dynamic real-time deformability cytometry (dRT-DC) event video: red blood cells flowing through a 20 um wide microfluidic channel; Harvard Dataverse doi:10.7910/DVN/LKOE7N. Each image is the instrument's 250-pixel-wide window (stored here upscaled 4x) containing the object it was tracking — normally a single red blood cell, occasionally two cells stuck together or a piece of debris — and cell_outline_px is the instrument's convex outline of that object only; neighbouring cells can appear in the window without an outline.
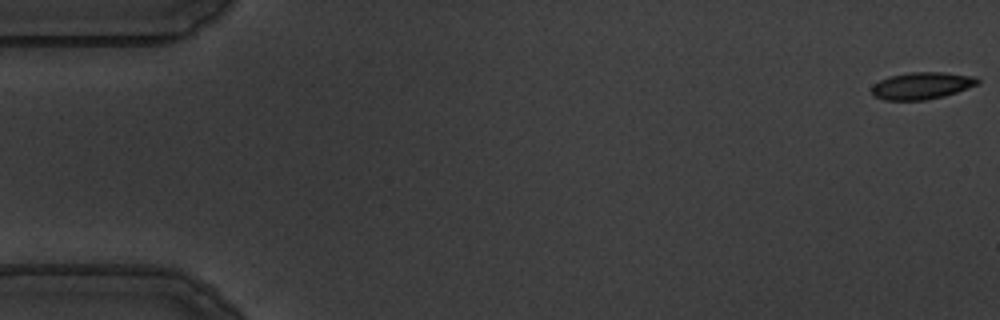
{"species": "common noctule bat (a hibernating species)", "species_latin": "Nyctalus noctula", "temperature_condition": "warm", "stored_images_in_passage": 56, "camera_frame_rate_fps": 3000, "um_per_image_px": 0.085, "animal": {"sex": "male", "body_mass_g": 19.5, "forearm_length_mm": 54.6}, "frame": {"image": 1, "passage_image": 1, "time_ms": 0.0, "image_size_px": [1000, 320], "cell_outline_px": [[980, 84], [944, 96], [924, 100], [884, 100], [872, 96], [872, 88], [880, 80], [888, 76], [908, 72], [944, 72], [976, 76], [980, 80]], "centroid_in_image_um": [78.38, 7.27], "position_along_channel_um": 6.6, "area_um2": 16.82}}
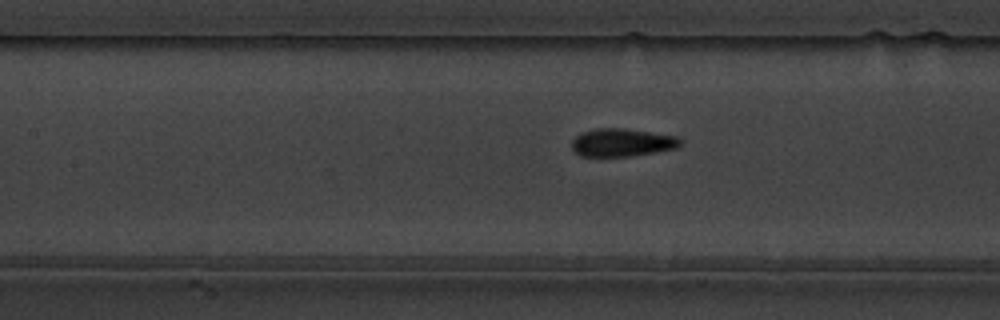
{"frame": {"image": 2, "passage_image": 25, "time_ms": 8.0, "image_size_px": [1000, 320], "cell_outline_px": [[684, 144], [676, 148], [628, 156], [580, 156], [572, 148], [572, 140], [580, 132], [596, 128], [624, 128], [676, 136], [684, 140]], "centroid_in_image_um": [52.88, 12.1], "position_along_channel_um": 154.5, "area_um2": 17.69}}
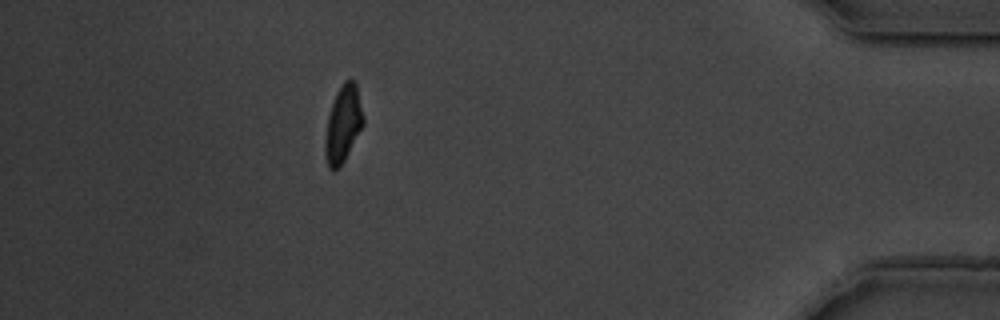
{"frame": {"image": 3, "passage_image": 50, "time_ms": 16.333, "image_size_px": [1000, 320], "cell_outline_px": [[364, 124], [340, 168], [328, 168], [324, 156], [324, 140], [328, 116], [336, 92], [344, 80], [356, 80], [364, 116]], "centroid_in_image_um": [29.16, 10.53], "position_along_channel_um": 406.0, "area_um2": 17.28}, "authors_computed_cell_mechanics": {"area_um2": 17.34, "velocity_mm_per_s": 3.6186, "shape_relaxation_time_tau1_ms": 3.861, "shape_relaxation_time_tau2_ms": 1.4749, "deformation_change_tau1": 0.1508, "deformation_change_tau2": 0.054}}